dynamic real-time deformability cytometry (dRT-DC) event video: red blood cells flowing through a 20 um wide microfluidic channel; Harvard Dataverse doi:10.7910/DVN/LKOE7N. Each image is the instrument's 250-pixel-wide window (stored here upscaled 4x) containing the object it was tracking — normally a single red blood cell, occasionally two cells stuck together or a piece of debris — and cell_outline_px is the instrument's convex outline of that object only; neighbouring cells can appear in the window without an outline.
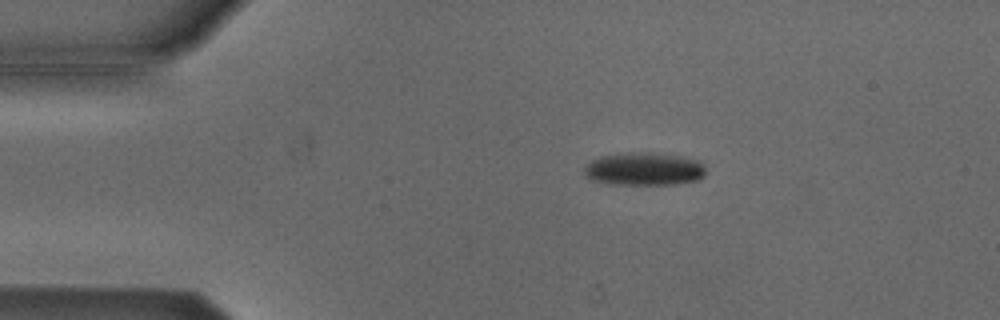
{"species": "Egyptian fruit bat (a non-hibernating species)", "species_latin": "Rousettus aegyptiacus", "temperature_condition": "cold", "stored_images_in_passage": 54, "camera_frame_rate_fps": 3000, "um_per_image_px": 0.085, "animal": {"sex": "male"}, "frame": {"image": 1, "passage_image": 10, "time_ms": 3.0, "image_size_px": [1000, 320], "cell_outline_px": [[704, 176], [696, 180], [676, 184], [608, 184], [592, 180], [584, 176], [584, 168], [592, 160], [600, 156], [636, 152], [648, 152], [680, 156], [700, 160], [704, 164]], "centroid_in_image_um": [54.74, 14.37], "position_along_channel_um": 30.3, "area_um2": 23.35}}
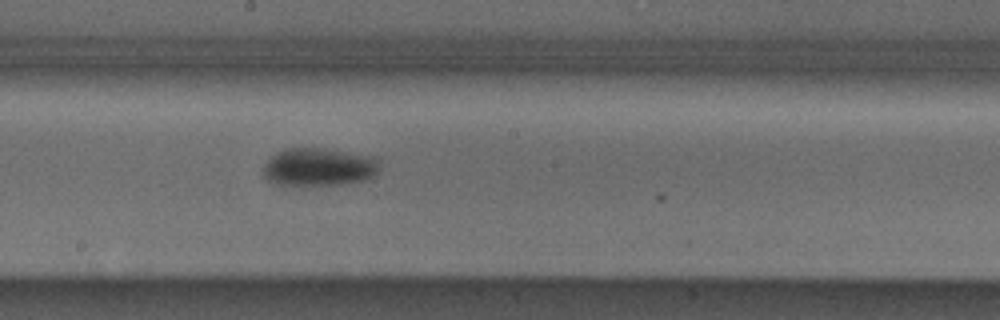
{"frame": {"image": 2, "passage_image": 29, "time_ms": 9.333, "image_size_px": [1000, 320], "cell_outline_px": [[380, 168], [368, 180], [340, 184], [272, 184], [264, 176], [264, 164], [276, 152], [288, 148], [320, 148], [376, 156], [380, 160]], "centroid_in_image_um": [27.14, 14.18], "position_along_channel_um": 221.1, "area_um2": 25.72}}
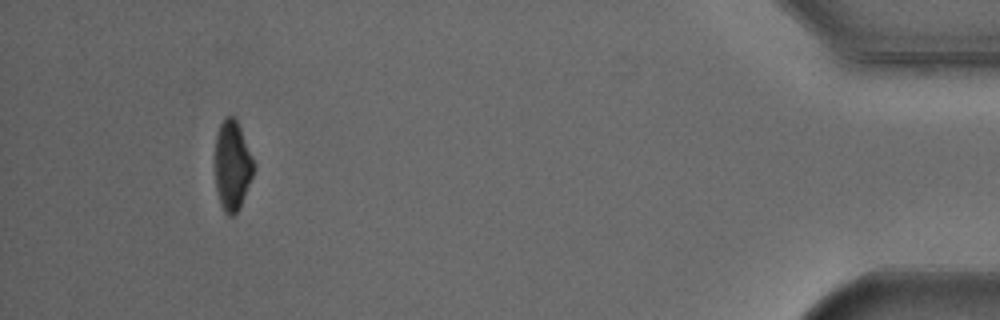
{"frame": {"image": 3, "passage_image": 50, "time_ms": 16.333, "image_size_px": [1000, 320], "cell_outline_px": [[252, 176], [240, 208], [232, 216], [228, 216], [224, 212], [220, 204], [216, 188], [216, 136], [220, 124], [224, 116], [232, 116], [236, 120], [240, 128], [252, 156]], "centroid_in_image_um": [19.73, 14.08], "position_along_channel_um": 415.5, "area_um2": 19.77}, "authors_computed_cell_mechanics": {"area_um2": 23.4668, "velocity_mm_per_s": 3.8053, "shape_relaxation_time_tau1_ms": 4.4297, "shape_relaxation_time_tau2_ms": null, "deformation_change_tau1": 0.1073, "deformation_change_tau2": null}}